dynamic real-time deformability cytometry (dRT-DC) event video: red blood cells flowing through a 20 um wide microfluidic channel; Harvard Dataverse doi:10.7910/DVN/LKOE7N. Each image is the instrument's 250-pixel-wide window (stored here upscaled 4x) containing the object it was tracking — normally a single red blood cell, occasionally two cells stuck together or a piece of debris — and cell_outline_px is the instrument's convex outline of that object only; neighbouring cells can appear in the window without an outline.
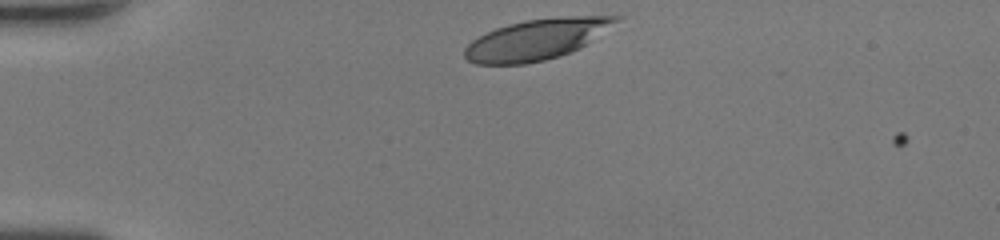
{"species": "human", "species_latin": "Homo sapiens", "temperature_condition": "room temperature", "stored_images_in_passage": 31, "camera_frame_rate_fps": 3000, "um_per_image_px": 0.085, "donor": {"sex": "female"}, "frame": {"image": 1, "passage_image": 1, "time_ms": 0.0, "image_size_px": [1000, 240], "cell_outline_px": [[624, 16], [620, 20], [580, 48], [560, 56], [544, 60], [524, 64], [476, 64], [468, 60], [464, 56], [464, 48], [472, 40], [496, 28], [508, 24], [528, 20], [556, 16]], "centroid_in_image_um": [45.6, 3.35], "position_along_channel_um": 39.4, "area_um2": 35.6}}
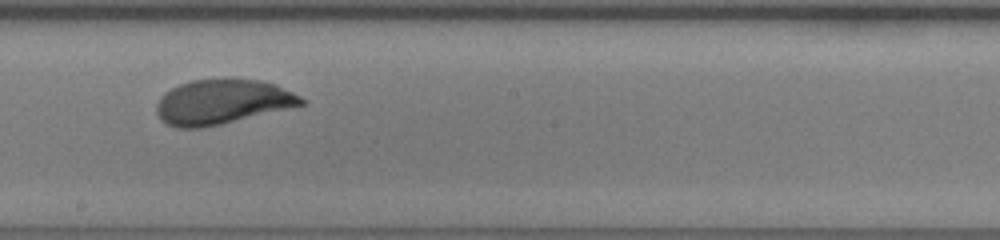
{"frame": {"image": 2, "passage_image": 18, "time_ms": 5.667, "image_size_px": [1000, 240], "cell_outline_px": [[308, 100], [304, 104], [204, 128], [176, 128], [160, 120], [156, 112], [156, 104], [160, 96], [164, 92], [180, 84], [192, 80], [260, 80], [276, 84]], "centroid_in_image_um": [18.85, 8.67], "position_along_channel_um": 229.4, "area_um2": 37.4}}
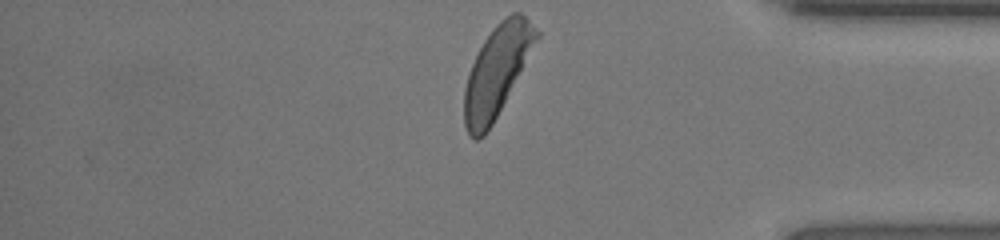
{"frame": {"image": 3, "passage_image": 31, "time_ms": 10.0, "image_size_px": [1000, 240], "cell_outline_px": [[540, 36], [492, 124], [484, 136], [476, 140], [468, 132], [464, 124], [464, 88], [472, 64], [484, 40], [492, 28], [504, 16], [512, 12], [520, 12], [540, 32]], "centroid_in_image_um": [42.23, 6.01], "position_along_channel_um": 393.0, "area_um2": 37.34}, "authors_computed_cell_mechanics": {"area_um2": 38.2058, "velocity_mm_per_s": 4.202, "shape_relaxation_time_tau1_ms": 2.5178, "shape_relaxation_time_tau2_ms": null, "deformation_change_tau1": 0.1625, "deformation_change_tau2": null}}